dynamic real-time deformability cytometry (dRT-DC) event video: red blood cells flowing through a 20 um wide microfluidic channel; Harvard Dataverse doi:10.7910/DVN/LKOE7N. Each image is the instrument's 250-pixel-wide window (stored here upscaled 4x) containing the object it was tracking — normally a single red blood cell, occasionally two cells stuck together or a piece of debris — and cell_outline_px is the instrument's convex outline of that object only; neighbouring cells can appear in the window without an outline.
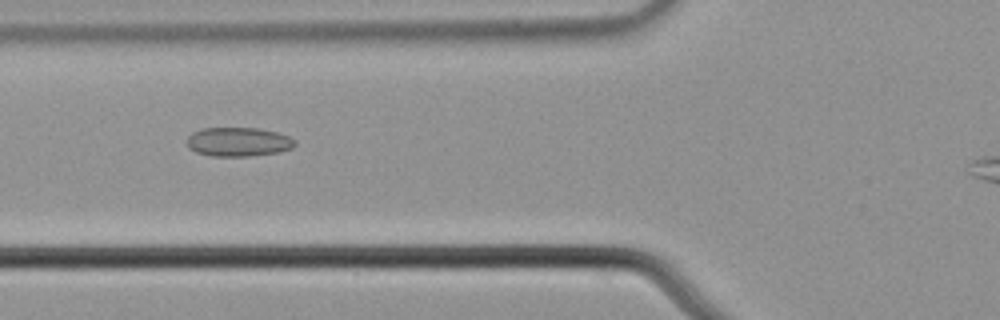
{"species": "common noctule bat (a hibernating species)", "species_latin": "Nyctalus noctula", "temperature_condition": "cold", "stored_images_in_passage": 6, "camera_frame_rate_fps": 3000, "um_per_image_px": 0.085, "animal": {"sex": "male", "body_mass_g": 21.5, "forearm_length_mm": 52.0}, "frame": {"image": 1, "passage_image": 5, "time_ms": 1.333, "image_size_px": [1000, 320], "cell_outline_px": [[296, 144], [292, 148], [280, 152], [248, 156], [212, 156], [196, 152], [188, 148], [188, 136], [192, 132], [200, 128], [260, 128], [276, 132], [288, 136], [296, 140]], "centroid_in_image_um": [20.26, 12.05], "position_along_channel_um": 105.5, "area_um2": 18.38}}
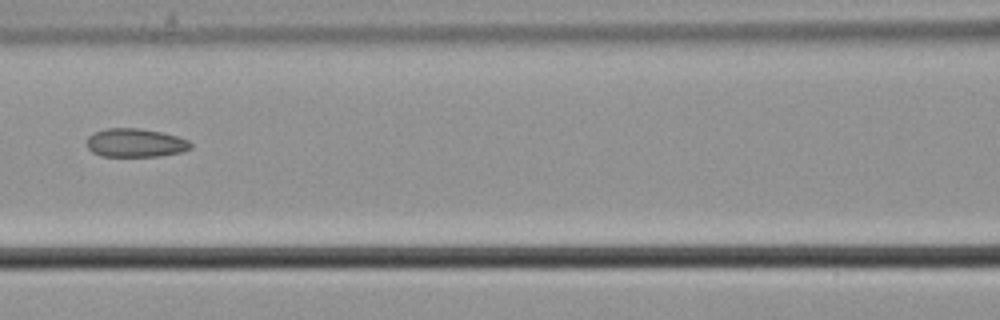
{"frame": {"image": 2, "passage_image": 6, "time_ms": 1.667, "image_size_px": [1000, 320], "cell_outline_px": [[192, 148], [180, 152], [160, 156], [100, 156], [92, 152], [88, 148], [88, 136], [104, 128], [140, 128], [160, 132], [176, 136], [188, 140], [192, 144]], "centroid_in_image_um": [11.51, 12.14], "position_along_channel_um": 155.1, "area_um2": 17.22}}